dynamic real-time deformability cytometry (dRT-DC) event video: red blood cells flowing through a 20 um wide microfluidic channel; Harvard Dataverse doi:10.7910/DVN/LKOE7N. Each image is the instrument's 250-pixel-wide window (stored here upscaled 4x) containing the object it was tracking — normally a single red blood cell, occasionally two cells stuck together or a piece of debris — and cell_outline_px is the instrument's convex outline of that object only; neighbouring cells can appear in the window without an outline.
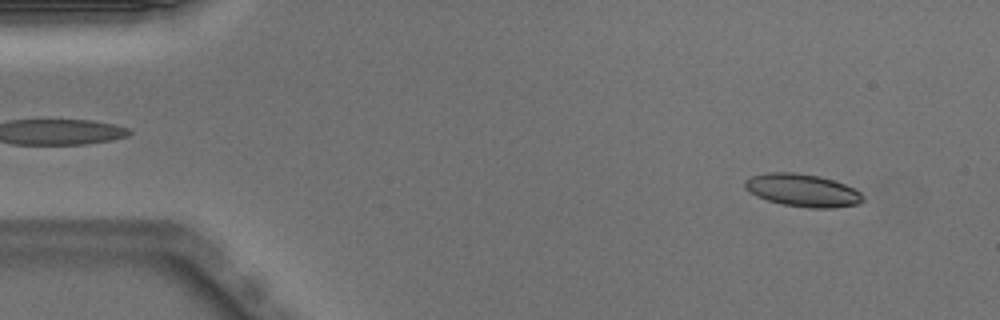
{"species": "Egyptian fruit bat (a non-hibernating species)", "species_latin": "Rousettus aegyptiacus", "temperature_condition": "warm", "stored_images_in_passage": 50, "camera_frame_rate_fps": 3000, "um_per_image_px": 0.085, "animal": {"sex": "male"}, "frame": {"image": 1, "passage_image": 4, "time_ms": 1.0, "image_size_px": [1000, 320], "cell_outline_px": [[864, 200], [860, 204], [832, 208], [812, 208], [780, 204], [756, 196], [744, 188], [744, 180], [752, 176], [768, 172], [792, 172], [820, 176], [844, 184], [860, 192], [864, 196]], "centroid_in_image_um": [68.21, 16.18], "position_along_channel_um": 16.8, "area_um2": 22.54}}
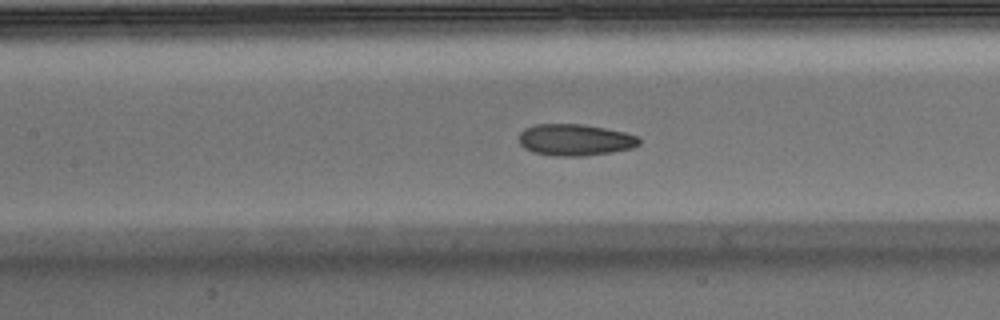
{"frame": {"image": 2, "passage_image": 22, "time_ms": 7.0, "image_size_px": [1000, 320], "cell_outline_px": [[640, 144], [632, 148], [612, 152], [584, 156], [556, 156], [532, 152], [524, 148], [520, 144], [520, 132], [524, 128], [536, 124], [584, 124], [624, 132], [640, 136]], "centroid_in_image_um": [48.89, 11.89], "position_along_channel_um": 158.5, "area_um2": 22.25}}
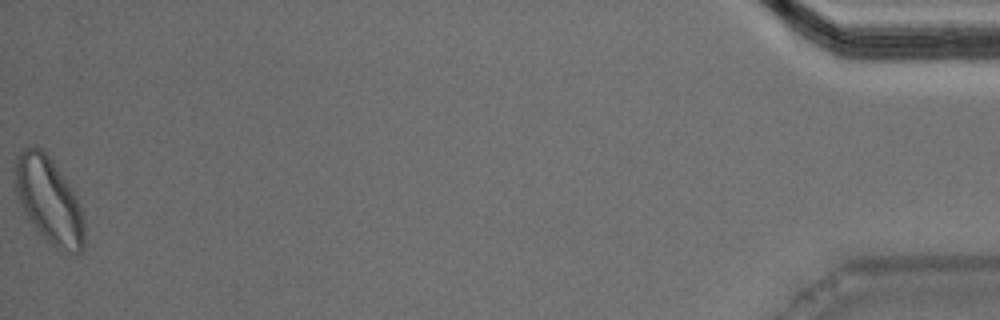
{"frame": {"image": 3, "passage_image": 50, "time_ms": 16.333, "image_size_px": [1000, 320], "cell_outline_px": [[84, 248], [76, 256], [68, 256], [56, 248], [36, 232], [24, 212], [20, 204], [16, 192], [12, 176], [12, 168], [16, 156], [20, 148], [32, 144], [40, 148], [48, 156], [68, 184], [76, 196], [80, 208], [84, 224]], "centroid_in_image_um": [4.11, 17.05], "position_along_channel_um": 431.1, "area_um2": 35.6}, "authors_computed_cell_mechanics": {"area_um2": 22.542, "velocity_mm_per_s": 3.9812, "shape_relaxation_time_tau1_ms": 5.9803, "shape_relaxation_time_tau2_ms": 2.14, "deformation_change_tau1": 0.1408, "deformation_change_tau2": 0.0861}}